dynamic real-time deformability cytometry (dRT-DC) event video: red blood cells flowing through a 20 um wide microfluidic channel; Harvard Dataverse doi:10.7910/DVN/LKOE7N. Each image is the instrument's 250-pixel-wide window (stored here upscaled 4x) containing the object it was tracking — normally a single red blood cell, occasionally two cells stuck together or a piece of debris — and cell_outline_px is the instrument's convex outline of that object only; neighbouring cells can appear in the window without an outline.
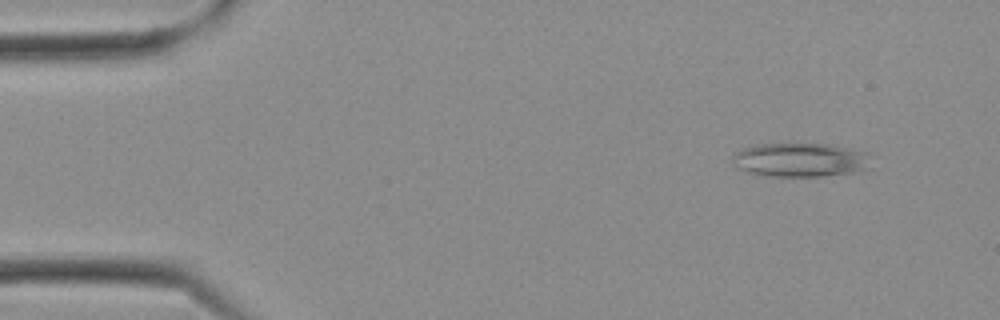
{"species": "Egyptian fruit bat (a non-hibernating species)", "species_latin": "Rousettus aegyptiacus", "temperature_condition": "cold", "stored_images_in_passage": 12, "camera_frame_rate_fps": 3000, "um_per_image_px": 0.085, "frame": {"image": 1, "passage_image": 3, "time_ms": 0.667, "image_size_px": [1000, 320], "cell_outline_px": [[872, 152], [864, 168], [860, 172], [824, 176], [764, 176], [748, 172], [736, 168], [732, 164], [732, 156], [736, 152], [744, 148], [760, 144], [832, 144]], "centroid_in_image_um": [68.03, 13.59], "position_along_channel_um": 17.0, "area_um2": 27.69}}
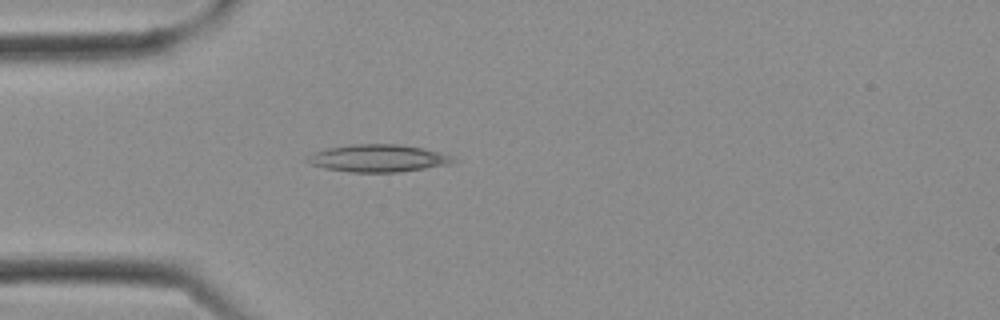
{"frame": {"image": 2, "passage_image": 8, "time_ms": 2.333, "image_size_px": [1000, 320], "cell_outline_px": [[460, 160], [448, 164], [400, 172], [352, 172], [324, 168], [312, 164], [304, 160], [304, 156], [312, 152], [328, 148], [352, 144], [400, 144], [424, 148], [440, 152]], "centroid_in_image_um": [32.11, 13.44], "position_along_channel_um": 52.9, "area_um2": 23.41}}
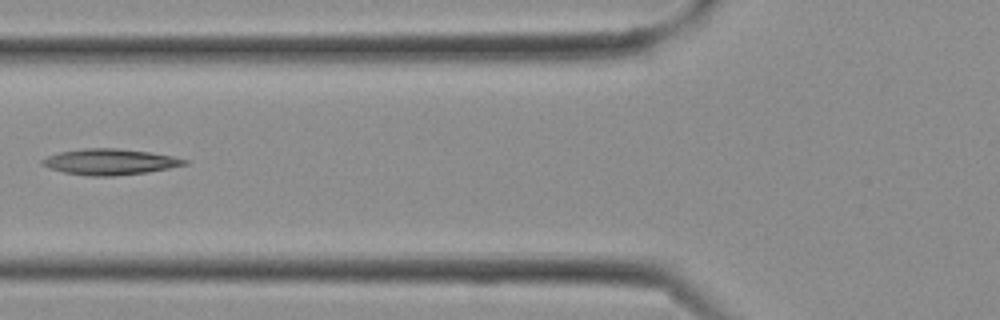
{"frame": {"image": 3, "passage_image": 11, "time_ms": 3.333, "image_size_px": [1000, 320], "cell_outline_px": [[188, 164], [148, 172], [112, 176], [88, 176], [64, 172], [48, 168], [40, 164], [40, 160], [48, 156], [60, 152], [84, 148], [116, 148], [148, 152], [172, 156], [188, 160]], "centroid_in_image_um": [9.31, 13.76], "position_along_channel_um": 116.5, "area_um2": 21.39}}